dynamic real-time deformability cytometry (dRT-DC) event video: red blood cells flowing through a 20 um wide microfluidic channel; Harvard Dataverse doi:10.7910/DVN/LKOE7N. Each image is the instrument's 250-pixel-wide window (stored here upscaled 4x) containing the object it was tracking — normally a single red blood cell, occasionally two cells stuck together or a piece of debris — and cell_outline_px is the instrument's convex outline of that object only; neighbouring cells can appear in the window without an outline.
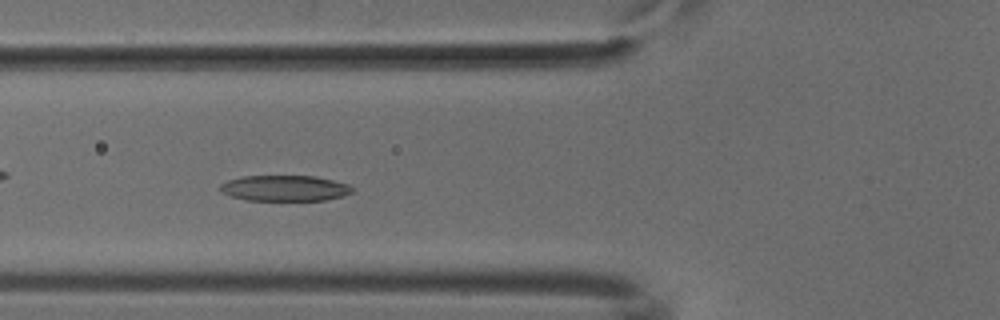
{"species": "common noctule bat (a hibernating species)", "species_latin": "Nyctalus noctula", "temperature_condition": "cold", "stored_images_in_passage": 38, "camera_frame_rate_fps": 3000, "um_per_image_px": 0.085, "animal": {"sex": "male", "body_mass_g": 18.8}, "frame": {"image": 1, "passage_image": 10, "time_ms": 3.0, "image_size_px": [1000, 320], "cell_outline_px": [[352, 192], [344, 196], [324, 200], [244, 200], [220, 192], [220, 184], [228, 180], [244, 176], [316, 176], [348, 184], [352, 188]], "centroid_in_image_um": [24.19, 16.0], "position_along_channel_um": 101.6, "area_um2": 19.77}}
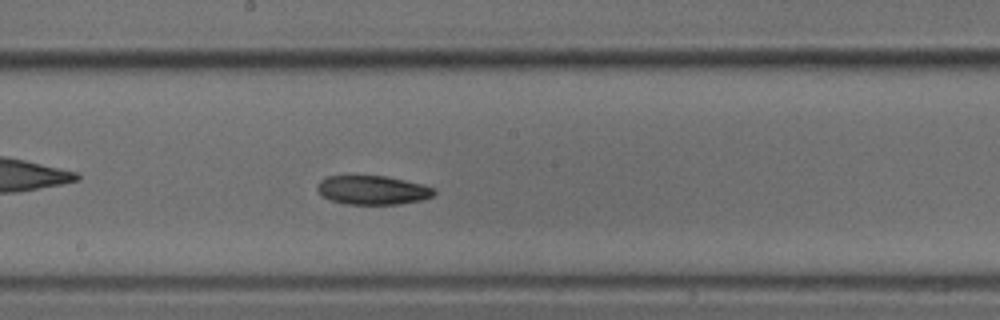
{"frame": {"image": 2, "passage_image": 19, "time_ms": 6.0, "image_size_px": [1000, 320], "cell_outline_px": [[436, 192], [432, 196], [424, 200], [400, 204], [344, 204], [332, 200], [324, 196], [316, 188], [316, 184], [320, 180], [328, 176], [384, 176], [424, 184], [436, 188]], "centroid_in_image_um": [31.72, 16.16], "position_along_channel_um": 216.5, "area_um2": 19.77}}
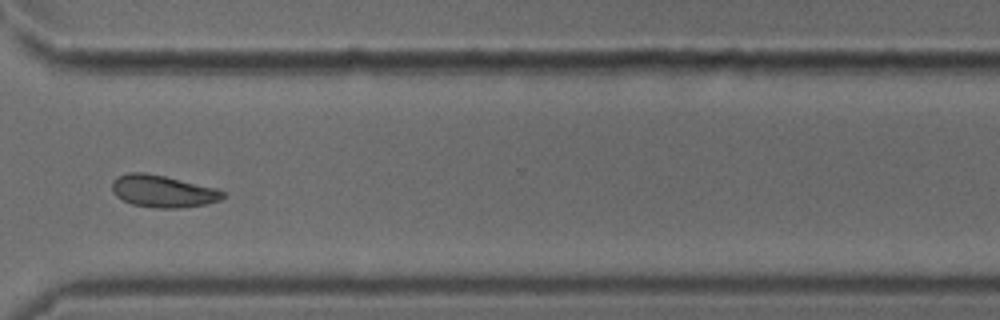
{"frame": {"image": 3, "passage_image": 30, "time_ms": 9.667, "image_size_px": [1000, 320], "cell_outline_px": [[224, 196], [220, 200], [204, 204], [176, 208], [156, 208], [132, 204], [116, 196], [112, 192], [112, 180], [128, 172], [144, 172], [164, 176], [216, 188], [224, 192]], "centroid_in_image_um": [13.81, 16.25], "position_along_channel_um": 356.8, "area_um2": 20.52}}